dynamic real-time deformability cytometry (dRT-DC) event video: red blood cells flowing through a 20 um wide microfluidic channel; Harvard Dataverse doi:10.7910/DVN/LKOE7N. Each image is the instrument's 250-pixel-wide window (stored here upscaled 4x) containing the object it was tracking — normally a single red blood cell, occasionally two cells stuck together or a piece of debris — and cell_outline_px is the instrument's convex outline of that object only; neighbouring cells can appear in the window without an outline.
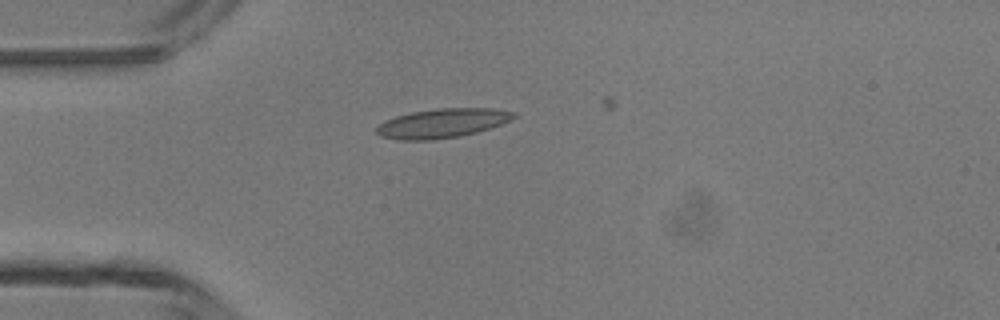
{"species": "common noctule bat (a hibernating species)", "species_latin": "Nyctalus noctula", "temperature_condition": "room temperature", "stored_images_in_passage": 4, "camera_frame_rate_fps": 3000, "um_per_image_px": 0.085, "animal": {"sex": "male", "body_mass_g": 13.3}, "frame": {"image": 1, "passage_image": 4, "time_ms": 4.333, "image_size_px": [1000, 320], "cell_outline_px": [[516, 116], [500, 124], [476, 132], [460, 136], [432, 140], [396, 140], [380, 136], [376, 132], [376, 128], [380, 124], [396, 116], [412, 112], [436, 108], [492, 108], [516, 112]], "centroid_in_image_um": [37.57, 10.47], "position_along_channel_um": 47.4, "area_um2": 23.18}}